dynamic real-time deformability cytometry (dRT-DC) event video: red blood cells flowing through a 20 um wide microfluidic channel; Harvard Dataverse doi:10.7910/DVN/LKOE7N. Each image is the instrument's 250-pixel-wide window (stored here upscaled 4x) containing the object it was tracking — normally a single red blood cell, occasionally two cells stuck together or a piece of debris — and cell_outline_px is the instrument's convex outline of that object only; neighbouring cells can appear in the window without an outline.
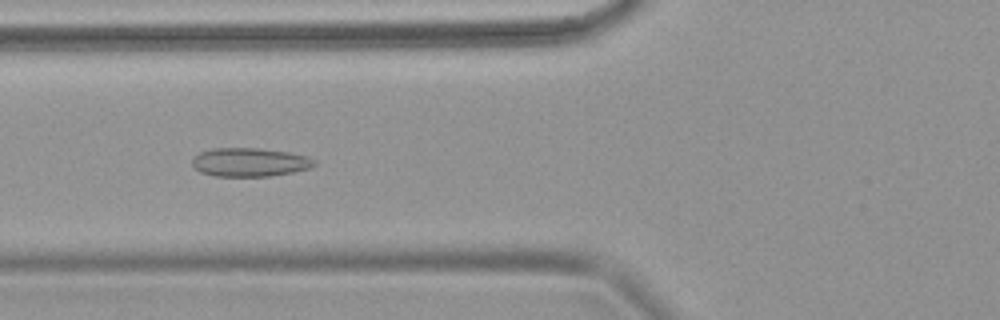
{"species": "common noctule bat (a hibernating species)", "species_latin": "Nyctalus noctula", "temperature_condition": "warm", "stored_images_in_passage": 57, "camera_frame_rate_fps": 3000, "um_per_image_px": 0.085, "animal": {"sex": "female", "body_mass_g": 18.4}, "frame": {"image": 1, "passage_image": 18, "time_ms": 5.667, "image_size_px": [1000, 320], "cell_outline_px": [[316, 164], [312, 168], [272, 176], [216, 176], [200, 172], [192, 164], [192, 160], [200, 152], [212, 148], [260, 148], [288, 152], [308, 156], [316, 160]], "centroid_in_image_um": [21.27, 13.78], "position_along_channel_um": 104.5, "area_um2": 20.46}}
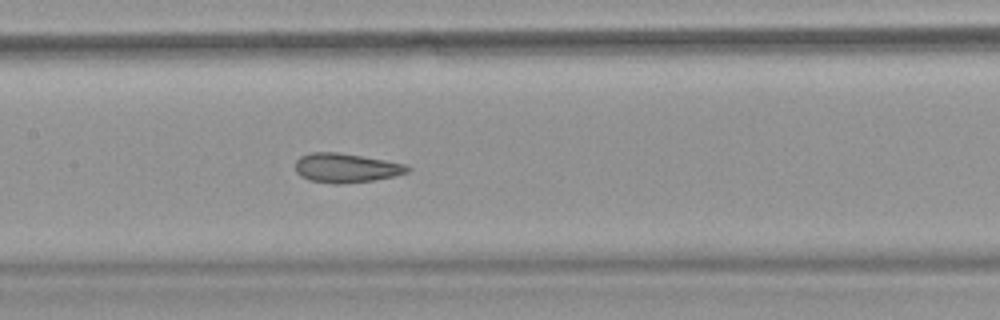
{"frame": {"image": 2, "passage_image": 25, "time_ms": 8.0, "image_size_px": [1000, 320], "cell_outline_px": [[412, 168], [408, 172], [396, 176], [372, 180], [340, 184], [332, 184], [308, 180], [300, 176], [296, 172], [296, 160], [300, 156], [308, 152], [336, 152], [408, 164]], "centroid_in_image_um": [29.41, 14.28], "position_along_channel_um": 178.0, "area_um2": 19.25}}
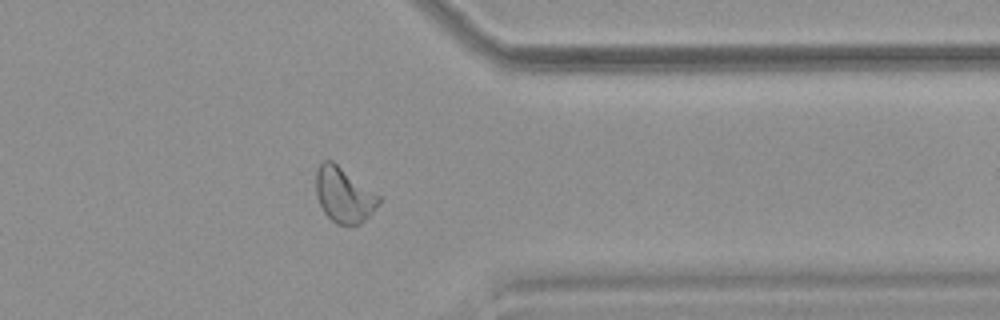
{"frame": {"image": 3, "passage_image": 45, "time_ms": 14.667, "image_size_px": [1000, 320], "cell_outline_px": [[380, 204], [360, 224], [336, 224], [324, 212], [320, 204], [316, 192], [316, 172], [320, 164], [324, 160], [332, 160], [380, 196]], "centroid_in_image_um": [29.23, 16.56], "position_along_channel_um": 382.2, "area_um2": 19.88}}